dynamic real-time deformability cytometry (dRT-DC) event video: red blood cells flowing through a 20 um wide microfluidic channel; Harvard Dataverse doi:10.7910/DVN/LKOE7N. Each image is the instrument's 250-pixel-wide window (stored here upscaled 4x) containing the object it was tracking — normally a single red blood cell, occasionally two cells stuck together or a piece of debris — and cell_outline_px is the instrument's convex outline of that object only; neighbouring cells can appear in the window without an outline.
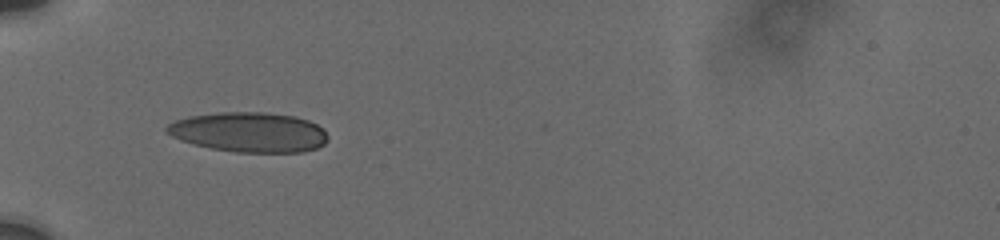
{"species": "human", "species_latin": "Homo sapiens", "temperature_condition": "cold", "stored_images_in_passage": 29, "camera_frame_rate_fps": 3000, "um_per_image_px": 0.085, "donor": {"sex": "male"}, "frame": {"image": 1, "passage_image": 1, "time_ms": 0.0, "image_size_px": [1000, 240], "cell_outline_px": [[328, 140], [324, 144], [316, 148], [304, 152], [236, 152], [212, 148], [180, 140], [172, 136], [164, 128], [168, 124], [176, 120], [192, 116], [220, 112], [264, 112], [296, 116], [308, 120], [324, 128], [328, 136]], "centroid_in_image_um": [21.22, 11.23], "position_along_channel_um": 63.8, "area_um2": 37.4}}
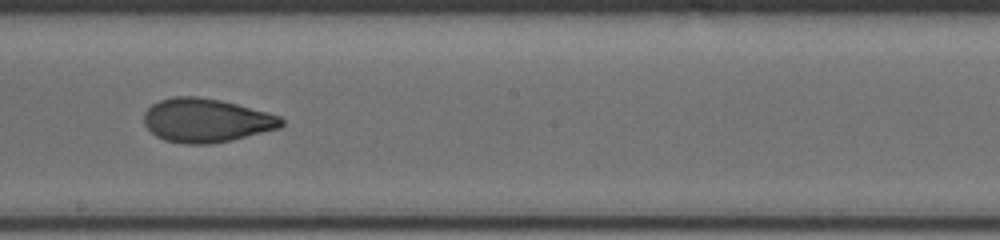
{"frame": {"image": 2, "passage_image": 17, "time_ms": 4.667, "image_size_px": [1000, 240], "cell_outline_px": [[284, 124], [280, 128], [232, 140], [212, 144], [184, 144], [164, 140], [156, 136], [144, 124], [144, 112], [152, 104], [160, 100], [172, 96], [196, 96], [220, 100], [268, 112], [280, 116], [284, 120]], "centroid_in_image_um": [17.53, 10.24], "position_along_channel_um": 230.7, "area_um2": 35.2}}
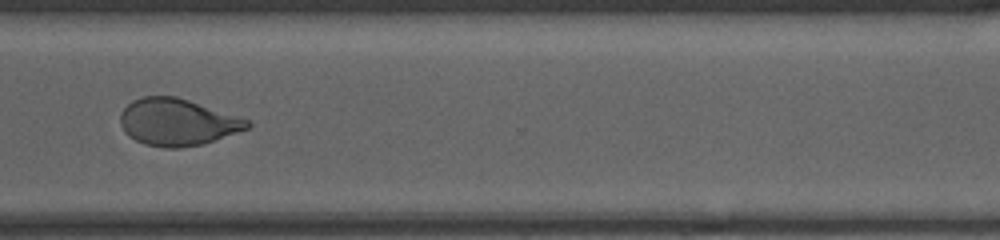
{"frame": {"image": 3, "passage_image": 28, "time_ms": 8.0, "image_size_px": [1000, 240], "cell_outline_px": [[252, 124], [248, 128], [204, 144], [180, 148], [164, 148], [144, 144], [128, 136], [124, 132], [120, 124], [120, 112], [132, 100], [144, 96], [176, 96], [248, 120]], "centroid_in_image_um": [15.02, 10.39], "position_along_channel_um": 355.6, "area_um2": 34.56}}